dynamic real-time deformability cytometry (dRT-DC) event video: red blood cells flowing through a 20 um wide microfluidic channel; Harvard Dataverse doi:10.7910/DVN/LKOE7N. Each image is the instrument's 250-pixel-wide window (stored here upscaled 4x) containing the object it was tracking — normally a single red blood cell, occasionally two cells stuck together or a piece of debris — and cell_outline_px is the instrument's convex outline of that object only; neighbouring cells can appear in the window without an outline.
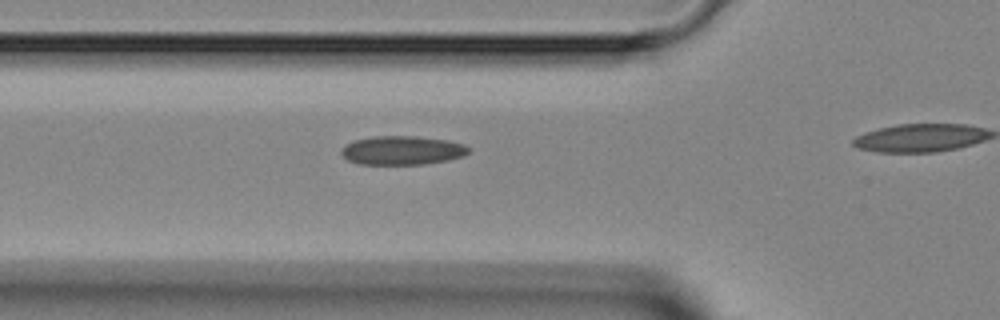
{"species": "Egyptian fruit bat (a non-hibernating species)", "species_latin": "Rousettus aegyptiacus", "temperature_condition": "room temperature", "stored_images_in_passage": 6, "camera_frame_rate_fps": 3000, "um_per_image_px": 0.085, "animal": {"sex": "female"}, "frame": {"image": 1, "passage_image": 2, "time_ms": 0.333, "image_size_px": [1000, 320], "cell_outline_px": [[472, 148], [464, 156], [448, 160], [424, 164], [360, 164], [348, 160], [340, 152], [340, 148], [352, 140], [372, 136], [416, 136], [448, 140], [464, 144]], "centroid_in_image_um": [34.19, 12.77], "position_along_channel_um": 91.6, "area_um2": 21.62}}
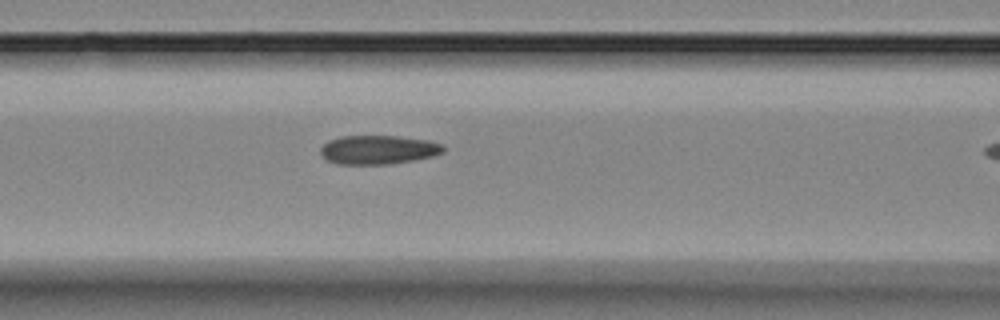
{"frame": {"image": 2, "passage_image": 5, "time_ms": 1.333, "image_size_px": [1000, 320], "cell_outline_px": [[444, 152], [432, 156], [392, 164], [336, 164], [320, 156], [320, 148], [328, 140], [340, 136], [396, 136], [428, 140], [440, 144], [444, 148]], "centroid_in_image_um": [32.1, 12.73], "position_along_channel_um": 134.5, "area_um2": 20.69}}